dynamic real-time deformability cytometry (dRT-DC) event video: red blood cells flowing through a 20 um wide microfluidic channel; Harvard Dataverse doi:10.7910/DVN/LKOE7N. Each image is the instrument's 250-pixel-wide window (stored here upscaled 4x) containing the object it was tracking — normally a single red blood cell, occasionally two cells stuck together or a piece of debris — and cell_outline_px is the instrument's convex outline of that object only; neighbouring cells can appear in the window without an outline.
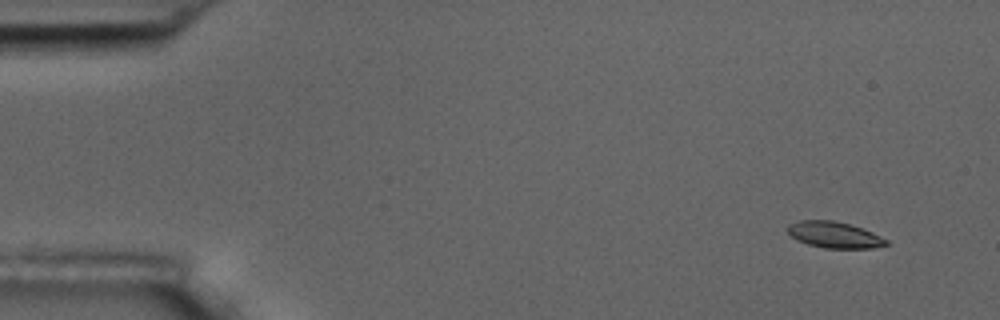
{"species": "common noctule bat (a hibernating species)", "species_latin": "Nyctalus noctula", "temperature_condition": "room temperature", "stored_images_in_passage": 10, "camera_frame_rate_fps": 3000, "um_per_image_px": 0.085, "animal": {"sex": "male", "body_mass_g": 17.5, "forearm_length_mm": 52.3}, "frame": {"image": 1, "passage_image": 2, "time_ms": 1.333, "image_size_px": [1000, 320], "cell_outline_px": [[888, 244], [872, 248], [824, 248], [808, 244], [796, 240], [784, 228], [788, 224], [800, 220], [832, 220], [848, 224], [872, 232], [888, 240]], "centroid_in_image_um": [70.86, 19.96], "position_along_channel_um": 14.1, "area_um2": 15.03}}
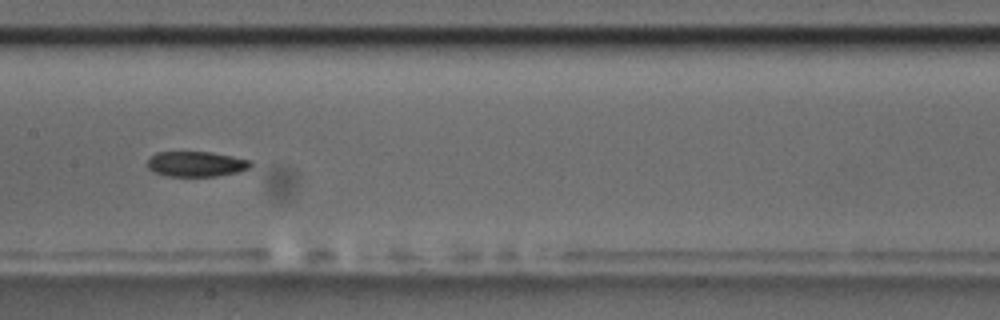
{"frame": {"image": 2, "passage_image": 9, "time_ms": 9.333, "image_size_px": [1000, 320], "cell_outline_px": [[252, 164], [248, 168], [236, 172], [216, 176], [164, 176], [152, 172], [148, 168], [148, 156], [156, 152], [212, 152], [252, 160]], "centroid_in_image_um": [16.62, 13.93], "position_along_channel_um": 190.8, "area_um2": 15.32}}
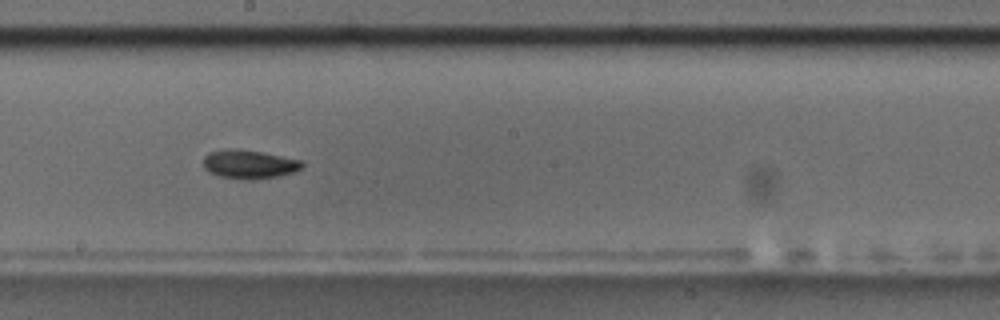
{"frame": {"image": 3, "passage_image": 10, "time_ms": 10.333, "image_size_px": [1000, 320], "cell_outline_px": [[304, 164], [296, 172], [280, 176], [252, 180], [248, 180], [220, 176], [208, 172], [204, 168], [204, 156], [208, 152], [232, 148], [240, 148], [300, 160]], "centroid_in_image_um": [21.16, 13.96], "position_along_channel_um": 227.0, "area_um2": 16.59}}